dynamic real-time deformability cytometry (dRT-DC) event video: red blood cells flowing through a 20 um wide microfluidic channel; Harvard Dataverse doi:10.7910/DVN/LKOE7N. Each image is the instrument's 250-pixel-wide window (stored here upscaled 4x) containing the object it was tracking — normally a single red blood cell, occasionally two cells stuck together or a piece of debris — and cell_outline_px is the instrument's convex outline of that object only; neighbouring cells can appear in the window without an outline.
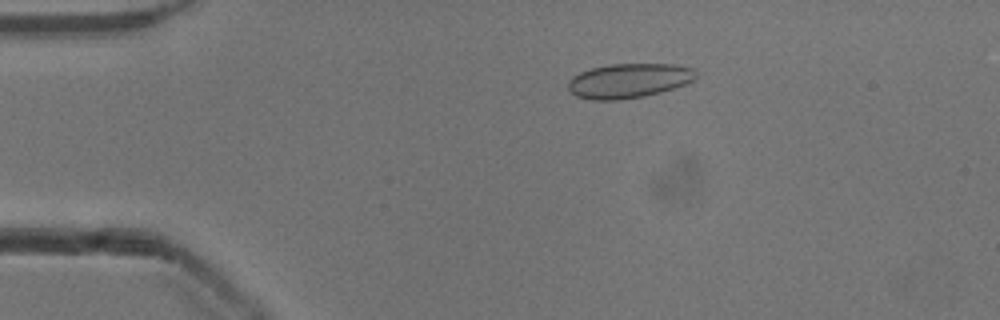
{"species": "common noctule bat (a hibernating species)", "species_latin": "Nyctalus noctula", "temperature_condition": "cold", "stored_images_in_passage": 44, "camera_frame_rate_fps": 3000, "um_per_image_px": 0.085, "animal": {"sex": "male", "body_mass_g": 13.3}, "frame": {"image": 1, "passage_image": 2, "time_ms": 0.333, "image_size_px": [1000, 320], "cell_outline_px": [[696, 76], [692, 80], [684, 84], [660, 92], [644, 96], [620, 100], [592, 100], [576, 96], [568, 88], [568, 80], [572, 76], [580, 72], [592, 68], [608, 64], [672, 64], [692, 68], [696, 72]], "centroid_in_image_um": [53.4, 6.86], "position_along_channel_um": 31.6, "area_um2": 25.61}}
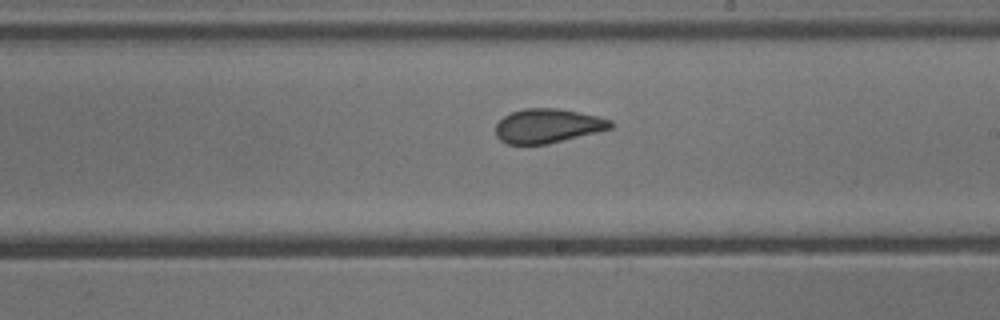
{"frame": {"image": 2, "passage_image": 22, "time_ms": 7.0, "image_size_px": [1000, 320], "cell_outline_px": [[612, 128], [548, 144], [508, 144], [500, 140], [496, 136], [496, 124], [504, 116], [512, 112], [524, 108], [560, 108], [596, 116], [612, 120]], "centroid_in_image_um": [46.53, 10.69], "position_along_channel_um": 242.5, "area_um2": 22.77}}
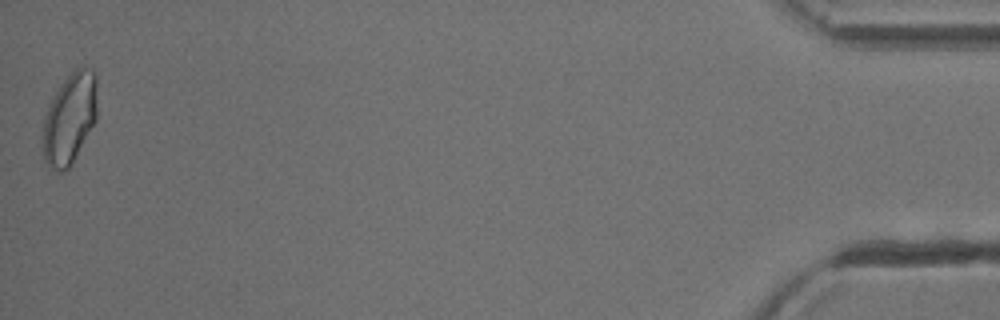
{"frame": {"image": 3, "passage_image": 44, "time_ms": 14.333, "image_size_px": [1000, 320], "cell_outline_px": [[96, 120], [68, 168], [64, 172], [60, 172], [52, 168], [44, 160], [40, 144], [40, 136], [44, 116], [60, 84], [76, 68], [84, 64], [92, 68], [96, 76]], "centroid_in_image_um": [5.88, 10.06], "position_along_channel_um": 429.3, "area_um2": 29.02}, "authors_computed_cell_mechanics": {"area_um2": 23.7847, "velocity_mm_per_s": 3.9026, "shape_relaxation_time_tau1_ms": null, "shape_relaxation_time_tau2_ms": 0.978, "deformation_change_tau1": null, "deformation_change_tau2": 0.0597}}